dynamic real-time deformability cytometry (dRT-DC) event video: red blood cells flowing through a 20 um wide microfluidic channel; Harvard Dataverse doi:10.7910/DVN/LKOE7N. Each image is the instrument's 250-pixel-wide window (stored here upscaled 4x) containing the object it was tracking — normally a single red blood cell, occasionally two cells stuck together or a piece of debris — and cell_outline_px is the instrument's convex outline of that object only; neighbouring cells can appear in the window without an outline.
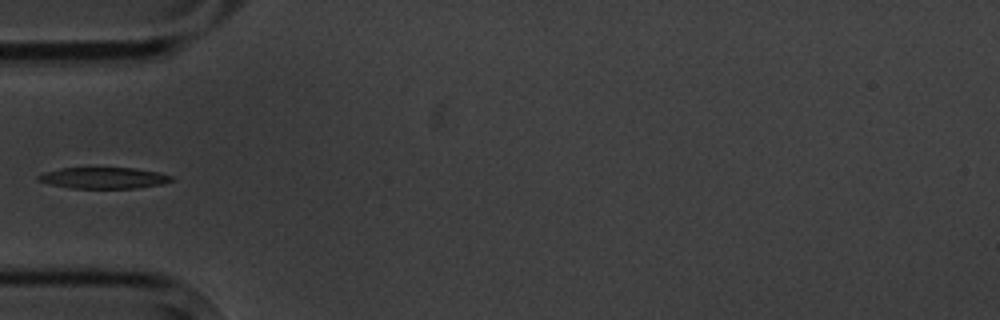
{"species": "common noctule bat (a hibernating species)", "species_latin": "Nyctalus noctula", "temperature_condition": "cold", "stored_images_in_passage": 5, "camera_frame_rate_fps": 3000, "um_per_image_px": 0.085, "animal": {"sex": "male", "body_mass_g": 20.1, "forearm_length_mm": 53.5}, "frame": {"image": 1, "passage_image": 5, "time_ms": 5.333, "image_size_px": [1000, 320], "cell_outline_px": [[176, 180], [164, 184], [136, 188], [72, 188], [52, 184], [36, 180], [36, 176], [44, 172], [60, 168], [136, 168], [160, 172], [172, 176]], "centroid_in_image_um": [8.87, 15.12], "position_along_channel_um": 76.1, "area_um2": 16.59}}